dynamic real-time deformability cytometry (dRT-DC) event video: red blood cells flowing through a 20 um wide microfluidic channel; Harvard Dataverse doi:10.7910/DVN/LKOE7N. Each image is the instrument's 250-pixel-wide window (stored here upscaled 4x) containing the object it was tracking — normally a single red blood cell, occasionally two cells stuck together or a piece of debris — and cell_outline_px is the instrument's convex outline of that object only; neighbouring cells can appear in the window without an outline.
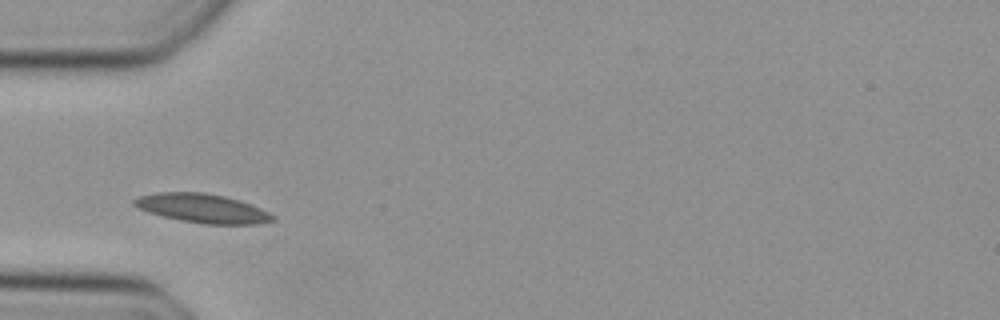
{"species": "Egyptian fruit bat (a non-hibernating species)", "species_latin": "Rousettus aegyptiacus", "temperature_condition": "cold", "stored_images_in_passage": 34, "camera_frame_rate_fps": 3000, "um_per_image_px": 0.085, "animal": {"sex": "female"}, "frame": {"image": 1, "passage_image": 1, "time_ms": 0.0, "image_size_px": [1000, 320], "cell_outline_px": [[276, 220], [256, 224], [204, 224], [180, 220], [148, 212], [136, 208], [132, 204], [132, 200], [140, 196], [156, 192], [204, 192], [224, 196], [240, 200], [260, 208], [276, 216]], "centroid_in_image_um": [17.2, 17.7], "position_along_channel_um": 67.8, "area_um2": 23.47}}
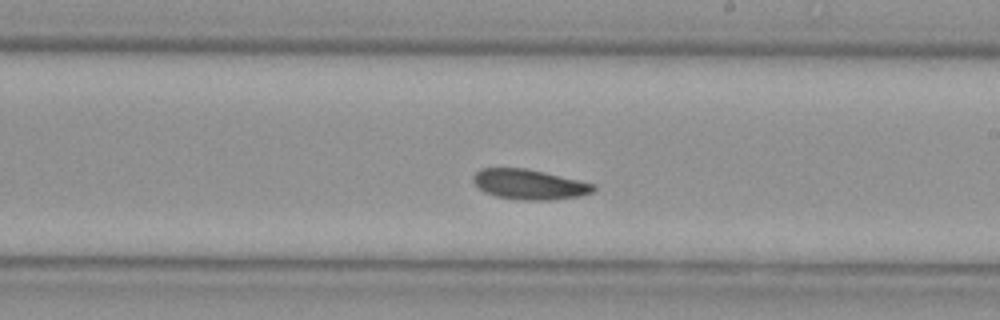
{"frame": {"image": 2, "passage_image": 14, "time_ms": 4.333, "image_size_px": [1000, 320], "cell_outline_px": [[596, 188], [592, 192], [580, 196], [552, 200], [524, 200], [496, 196], [484, 192], [472, 180], [472, 176], [480, 168], [524, 168], [544, 172], [596, 184]], "centroid_in_image_um": [44.99, 15.67], "position_along_channel_um": 244.0, "area_um2": 21.04}}
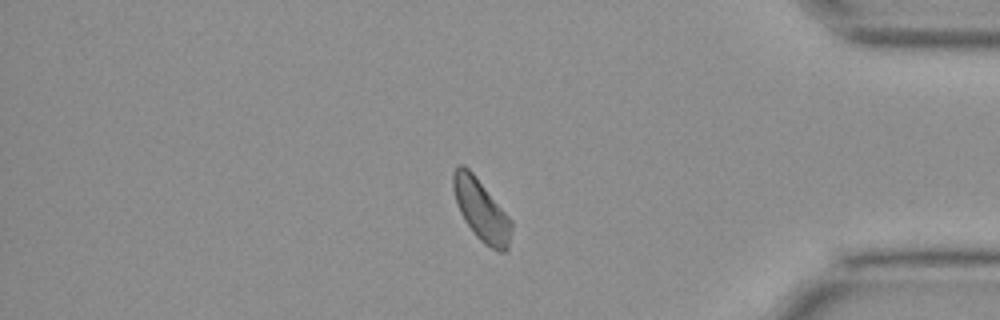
{"frame": {"image": 3, "passage_image": 27, "time_ms": 8.667, "image_size_px": [1000, 320], "cell_outline_px": [[512, 228], [508, 248], [504, 252], [500, 252], [484, 244], [472, 232], [464, 220], [456, 204], [452, 188], [452, 172], [460, 164], [464, 164], [472, 172], [512, 220]], "centroid_in_image_um": [40.88, 17.86], "position_along_channel_um": 394.3, "area_um2": 20.87}}